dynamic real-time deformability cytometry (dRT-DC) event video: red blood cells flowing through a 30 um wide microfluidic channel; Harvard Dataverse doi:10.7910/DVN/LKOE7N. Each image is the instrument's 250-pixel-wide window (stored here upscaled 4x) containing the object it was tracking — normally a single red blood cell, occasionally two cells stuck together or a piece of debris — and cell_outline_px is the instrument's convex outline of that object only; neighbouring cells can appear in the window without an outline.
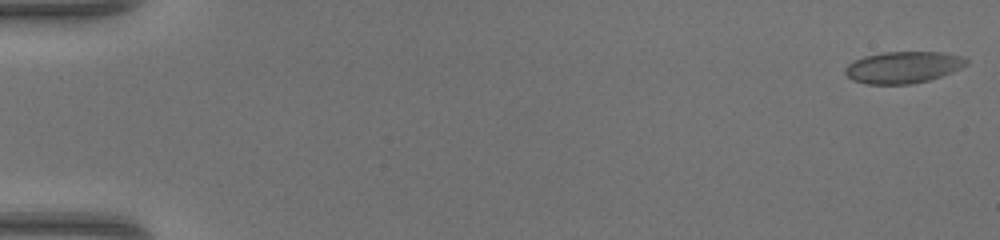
{"species": "common noctule bat (a hibernating species)", "species_latin": "Nyctalus noctula", "temperature_condition": "warm", "stored_images_in_passage": 49, "camera_frame_rate_fps": 3000, "um_per_image_px": 0.085, "animal": {"sex": "female", "body_mass_g": 17.0, "forearm_length_mm": 48.0}, "frame": {"image": 1, "passage_image": 1, "time_ms": 0.0, "image_size_px": [1000, 240], "cell_outline_px": [[968, 64], [952, 72], [928, 80], [912, 84], [868, 84], [852, 80], [844, 72], [844, 68], [852, 60], [864, 56], [884, 52], [944, 52], [964, 56], [968, 60]], "centroid_in_image_um": [76.76, 5.71], "position_along_channel_um": 8.2, "area_um2": 22.54}}
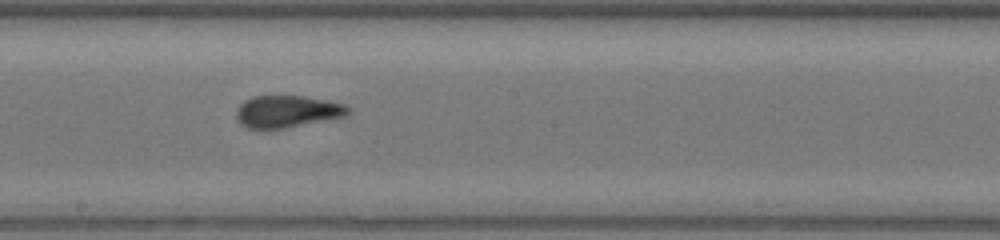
{"frame": {"image": 2, "passage_image": 28, "time_ms": 9.0, "image_size_px": [1000, 240], "cell_outline_px": [[352, 108], [344, 116], [284, 128], [248, 128], [236, 116], [236, 112], [240, 104], [244, 100], [252, 96], [304, 96], [328, 100], [344, 104]], "centroid_in_image_um": [24.43, 9.45], "position_along_channel_um": 223.8, "area_um2": 20.52}}
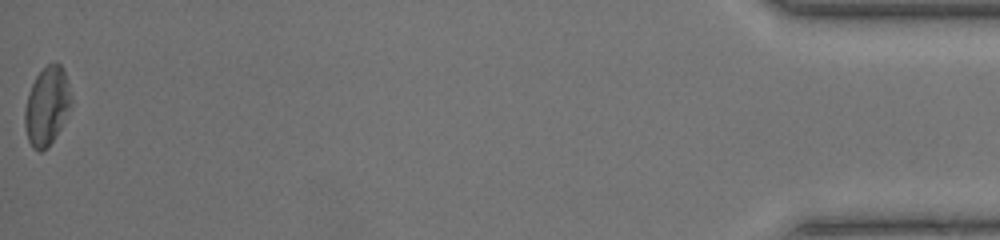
{"frame": {"image": 3, "passage_image": 49, "time_ms": 16.0, "image_size_px": [1000, 240], "cell_outline_px": [[68, 108], [60, 128], [48, 148], [40, 152], [32, 148], [28, 140], [24, 124], [24, 108], [28, 92], [36, 76], [48, 64], [56, 60], [60, 64], [64, 72], [68, 84]], "centroid_in_image_um": [3.92, 9.03], "position_along_channel_um": 431.3, "area_um2": 20.69}, "authors_computed_cell_mechanics": {"area_um2": 21.0392, "velocity_mm_per_s": 4.3248, "shape_relaxation_time_tau1_ms": 8.6565, "shape_relaxation_time_tau2_ms": 1.1834, "deformation_change_tau1": 0.21, "deformation_change_tau2": 0.0824}}